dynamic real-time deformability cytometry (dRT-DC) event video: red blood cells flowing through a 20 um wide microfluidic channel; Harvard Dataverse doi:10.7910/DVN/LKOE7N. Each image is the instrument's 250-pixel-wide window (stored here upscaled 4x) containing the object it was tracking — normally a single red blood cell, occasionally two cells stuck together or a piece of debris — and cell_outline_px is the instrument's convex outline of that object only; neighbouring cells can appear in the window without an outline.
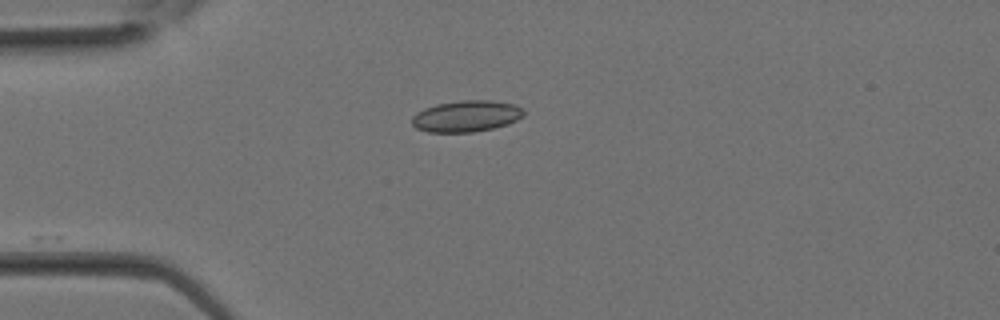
{"species": "Egyptian fruit bat (a non-hibernating species)", "species_latin": "Rousettus aegyptiacus", "temperature_condition": "room temperature", "stored_images_in_passage": 5, "camera_frame_rate_fps": 3000, "um_per_image_px": 0.085, "animal": {"sex": "female"}, "frame": {"image": 1, "passage_image": 1, "time_ms": 0.0, "image_size_px": [1000, 320], "cell_outline_px": [[524, 116], [508, 124], [492, 128], [472, 132], [428, 132], [416, 128], [412, 124], [412, 116], [416, 112], [424, 108], [436, 104], [460, 100], [488, 100], [516, 104], [524, 108]], "centroid_in_image_um": [39.64, 9.86], "position_along_channel_um": 45.4, "area_um2": 20.58}}
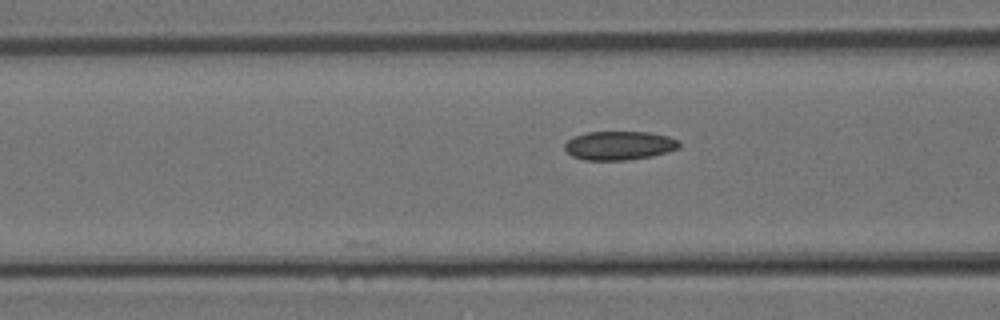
{"frame": {"image": 2, "passage_image": 5, "time_ms": 1.333, "image_size_px": [1000, 320], "cell_outline_px": [[680, 148], [668, 152], [652, 156], [624, 160], [584, 160], [572, 156], [564, 148], [564, 144], [572, 136], [588, 132], [648, 132], [668, 136], [680, 140]], "centroid_in_image_um": [52.65, 12.36], "position_along_channel_um": 114.0, "area_um2": 19.36}}